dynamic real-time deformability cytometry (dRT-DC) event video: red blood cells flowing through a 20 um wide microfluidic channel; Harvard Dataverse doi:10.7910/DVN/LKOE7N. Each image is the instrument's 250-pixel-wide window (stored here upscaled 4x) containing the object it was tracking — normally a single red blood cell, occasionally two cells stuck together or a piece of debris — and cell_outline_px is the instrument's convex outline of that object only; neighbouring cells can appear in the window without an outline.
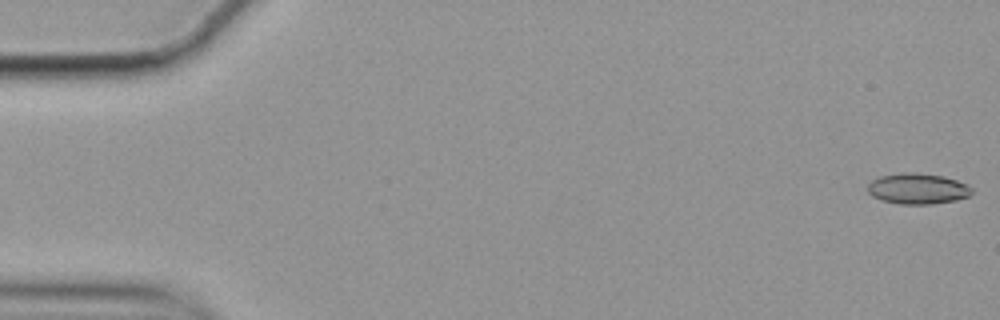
{"species": "common noctule bat (a hibernating species)", "species_latin": "Nyctalus noctula", "temperature_condition": "cold", "stored_images_in_passage": 57, "camera_frame_rate_fps": 3000, "um_per_image_px": 0.085, "animal": {"sex": "female", "body_mass_g": 19.9}, "frame": {"image": 1, "passage_image": 1, "time_ms": 0.0, "image_size_px": [1000, 320], "cell_outline_px": [[972, 192], [968, 196], [956, 200], [932, 204], [900, 204], [880, 200], [872, 196], [868, 192], [868, 184], [872, 180], [880, 176], [904, 172], [916, 172], [944, 176], [968, 184], [972, 188]], "centroid_in_image_um": [78.0, 16.03], "position_along_channel_um": 7.0, "area_um2": 18.79}}
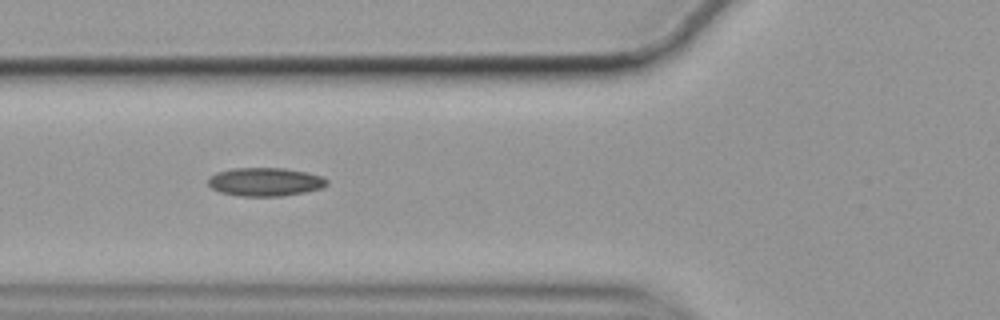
{"frame": {"image": 2, "passage_image": 21, "time_ms": 6.667, "image_size_px": [1000, 320], "cell_outline_px": [[328, 184], [320, 188], [304, 192], [284, 196], [240, 196], [220, 192], [212, 188], [208, 184], [208, 180], [216, 172], [232, 168], [284, 168], [304, 172], [320, 176], [328, 180]], "centroid_in_image_um": [22.52, 15.46], "position_along_channel_um": 103.3, "area_um2": 19.54}}
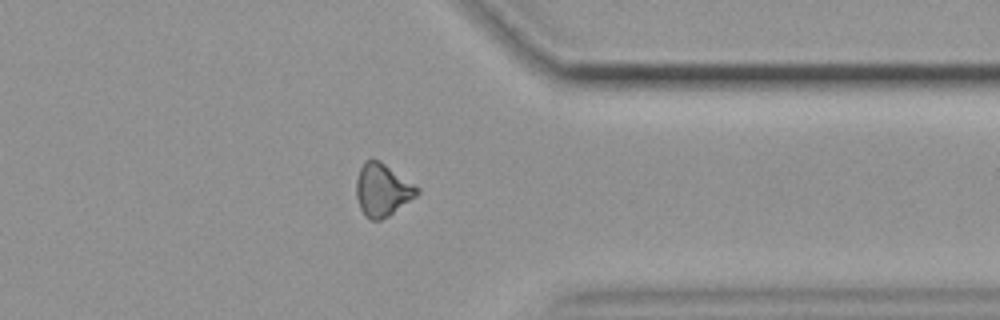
{"frame": {"image": 3, "passage_image": 45, "time_ms": 14.667, "image_size_px": [1000, 320], "cell_outline_px": [[420, 192], [416, 196], [388, 216], [380, 220], [372, 220], [360, 208], [356, 196], [356, 180], [360, 168], [364, 160], [372, 156], [380, 160], [420, 188]], "centroid_in_image_um": [32.49, 16.09], "position_along_channel_um": 378.9, "area_um2": 18.67}}